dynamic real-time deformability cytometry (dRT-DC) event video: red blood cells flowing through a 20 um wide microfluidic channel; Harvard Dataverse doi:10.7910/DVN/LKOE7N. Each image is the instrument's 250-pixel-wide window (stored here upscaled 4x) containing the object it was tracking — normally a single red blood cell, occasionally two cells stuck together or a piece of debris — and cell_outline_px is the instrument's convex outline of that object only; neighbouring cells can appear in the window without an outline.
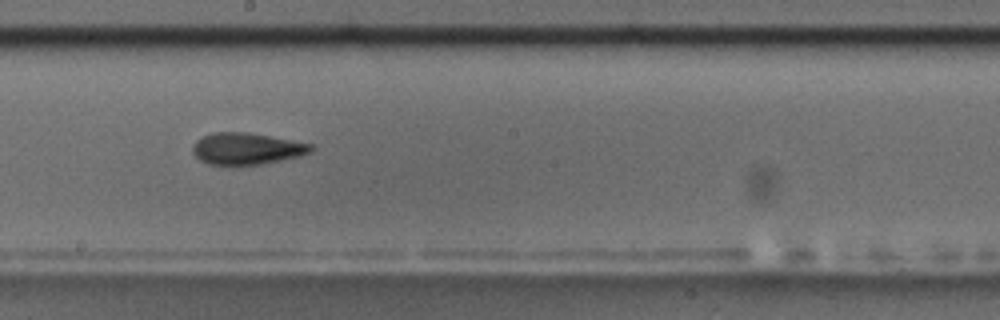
{"species": "common noctule bat (a hibernating species)", "species_latin": "Nyctalus noctula", "temperature_condition": "room temperature", "stored_images_in_passage": 20, "camera_frame_rate_fps": 3000, "um_per_image_px": 0.085, "animal": {"sex": "male", "body_mass_g": 17.5, "forearm_length_mm": 52.3}, "frame": {"image": 1, "passage_image": 17, "time_ms": 5.333, "image_size_px": [1000, 320], "cell_outline_px": [[316, 148], [312, 152], [300, 156], [264, 164], [208, 164], [200, 160], [192, 152], [192, 144], [196, 140], [212, 132], [244, 132], [268, 136], [312, 144]], "centroid_in_image_um": [20.97, 12.63], "position_along_channel_um": 227.2, "area_um2": 21.73}}